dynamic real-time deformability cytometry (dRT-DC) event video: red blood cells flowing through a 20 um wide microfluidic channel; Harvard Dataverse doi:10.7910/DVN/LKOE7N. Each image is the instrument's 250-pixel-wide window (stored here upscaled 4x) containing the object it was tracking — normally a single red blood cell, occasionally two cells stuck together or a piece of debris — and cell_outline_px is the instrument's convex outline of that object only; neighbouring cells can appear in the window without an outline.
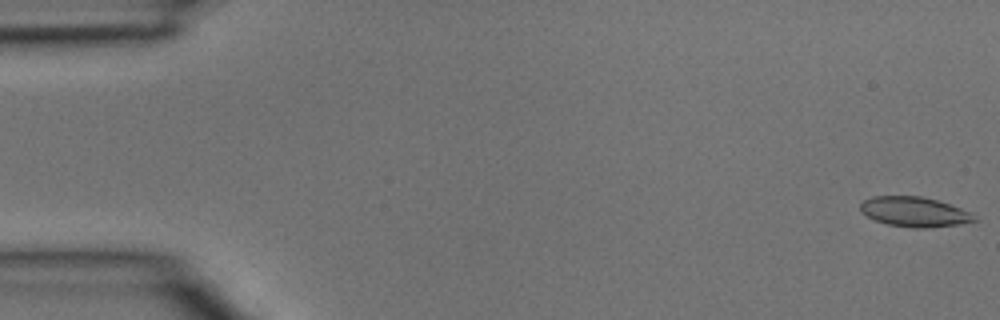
{"species": "common noctule bat (a hibernating species)", "species_latin": "Nyctalus noctula", "temperature_condition": "room temperature", "stored_images_in_passage": 3, "camera_frame_rate_fps": 3000, "um_per_image_px": 0.085, "animal": {"sex": "male", "body_mass_g": 15.6}, "frame": {"image": 1, "passage_image": 1, "time_ms": 0.0, "image_size_px": [1000, 320], "cell_outline_px": [[980, 220], [956, 224], [928, 228], [912, 228], [888, 224], [876, 220], [860, 212], [860, 204], [864, 200], [872, 196], [920, 196], [936, 200], [960, 208], [968, 212]], "centroid_in_image_um": [77.69, 18.0], "position_along_channel_um": 7.3, "area_um2": 19.59}}